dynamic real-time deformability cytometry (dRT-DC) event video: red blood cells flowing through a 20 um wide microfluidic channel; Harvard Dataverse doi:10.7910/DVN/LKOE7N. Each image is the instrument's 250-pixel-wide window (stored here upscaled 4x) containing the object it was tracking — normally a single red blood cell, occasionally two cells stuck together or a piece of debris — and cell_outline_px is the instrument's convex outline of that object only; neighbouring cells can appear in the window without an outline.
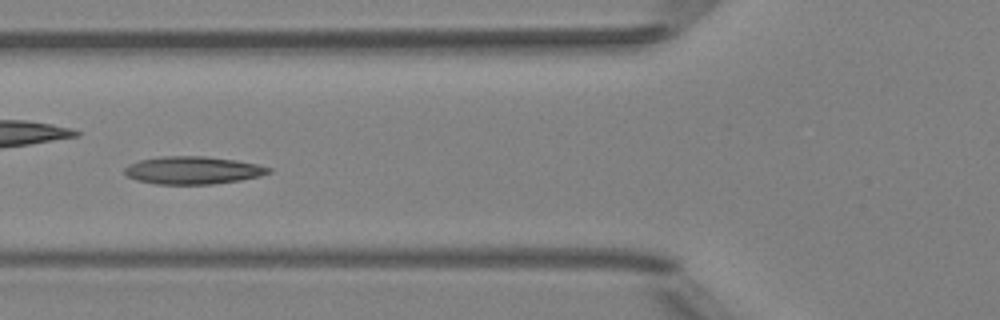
{"species": "Egyptian fruit bat (a non-hibernating species)", "species_latin": "Rousettus aegyptiacus", "temperature_condition": "room temperature", "stored_images_in_passage": 7, "camera_frame_rate_fps": 3000, "um_per_image_px": 0.085, "animal": {"sex": "female"}, "frame": {"image": 1, "passage_image": 6, "time_ms": 1.667, "image_size_px": [1000, 320], "cell_outline_px": [[272, 172], [260, 176], [240, 180], [212, 184], [156, 184], [136, 180], [128, 176], [124, 172], [124, 168], [128, 164], [140, 160], [164, 156], [204, 156], [236, 160], [256, 164], [272, 168]], "centroid_in_image_um": [16.39, 14.47], "position_along_channel_um": 109.4, "area_um2": 23.24}}
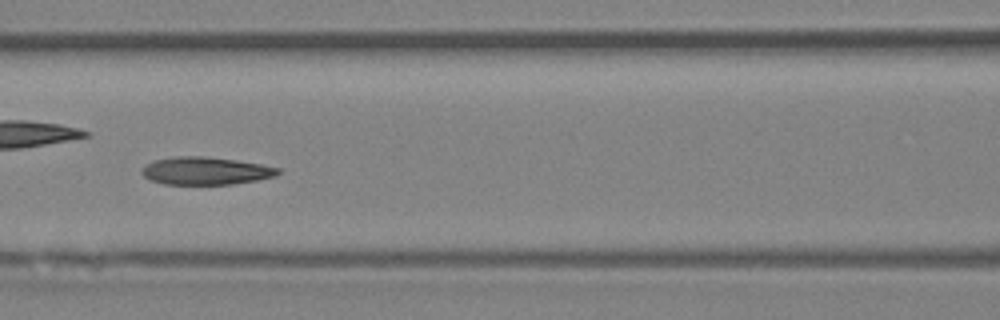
{"frame": {"image": 2, "passage_image": 7, "time_ms": 2.0, "image_size_px": [1000, 320], "cell_outline_px": [[280, 172], [276, 176], [256, 180], [232, 184], [164, 184], [148, 180], [140, 172], [152, 160], [176, 156], [204, 156], [236, 160], [260, 164], [280, 168]], "centroid_in_image_um": [17.46, 14.52], "position_along_channel_um": 149.1, "area_um2": 21.96}}